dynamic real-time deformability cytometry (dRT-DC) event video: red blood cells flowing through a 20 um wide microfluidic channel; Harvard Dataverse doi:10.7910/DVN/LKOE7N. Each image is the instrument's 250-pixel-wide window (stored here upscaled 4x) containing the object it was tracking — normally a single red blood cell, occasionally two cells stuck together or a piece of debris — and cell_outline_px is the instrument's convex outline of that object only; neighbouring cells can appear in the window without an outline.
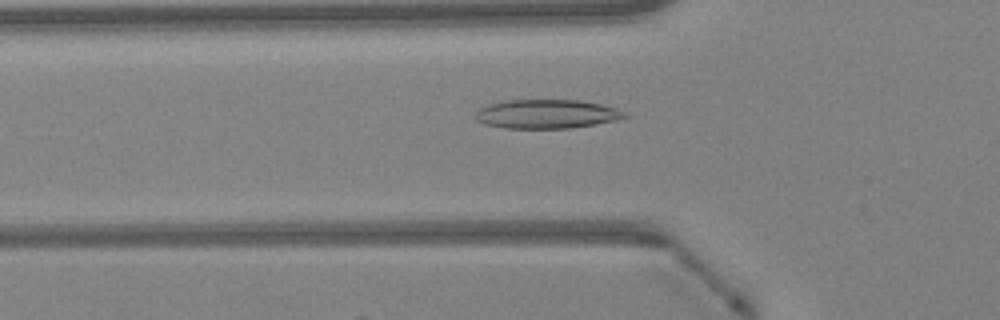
{"species": "Egyptian fruit bat (a non-hibernating species)", "species_latin": "Rousettus aegyptiacus", "temperature_condition": "warm", "stored_images_in_passage": 27, "camera_frame_rate_fps": 3000, "um_per_image_px": 0.085, "animal": {"sex": "female"}, "frame": {"image": 1, "passage_image": 2, "time_ms": 0.333, "image_size_px": [1000, 320], "cell_outline_px": [[628, 116], [616, 120], [596, 124], [572, 128], [504, 128], [484, 124], [476, 120], [476, 112], [480, 108], [488, 104], [504, 100], [576, 100], [600, 104], [616, 108], [624, 112]], "centroid_in_image_um": [46.44, 9.69], "position_along_channel_um": 79.4, "area_um2": 25.14}}
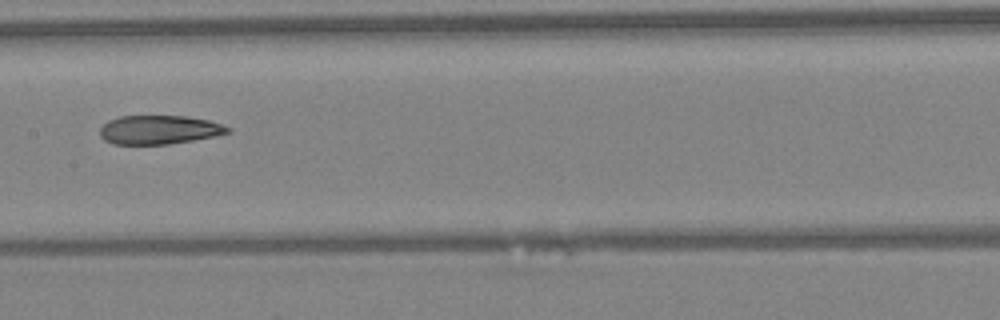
{"frame": {"image": 2, "passage_image": 10, "time_ms": 3.0, "image_size_px": [1000, 320], "cell_outline_px": [[232, 132], [216, 136], [168, 144], [112, 144], [104, 140], [100, 136], [100, 128], [108, 120], [120, 116], [188, 116], [208, 120], [232, 128]], "centroid_in_image_um": [13.53, 11.03], "position_along_channel_um": 193.9, "area_um2": 21.56}}
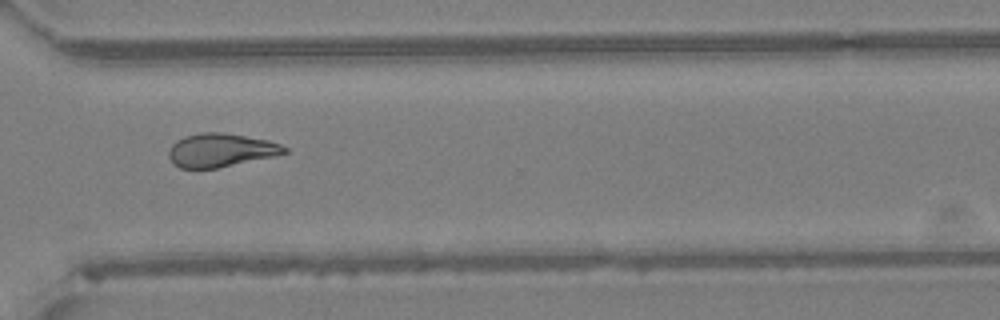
{"frame": {"image": 3, "passage_image": 21, "time_ms": 6.667, "image_size_px": [1000, 320], "cell_outline_px": [[288, 152], [272, 156], [216, 168], [180, 168], [172, 164], [168, 156], [168, 152], [172, 144], [176, 140], [184, 136], [200, 132], [224, 132], [268, 140], [280, 144], [288, 148]], "centroid_in_image_um": [18.72, 12.75], "position_along_channel_um": 351.9, "area_um2": 22.54}, "authors_computed_cell_mechanics": {"area_um2": 22.7732, "velocity_mm_per_s": 4.3105, "shape_relaxation_time_tau1_ms": null, "shape_relaxation_time_tau2_ms": 4.5643, "deformation_change_tau1": null, "deformation_change_tau2": 0.1316}}